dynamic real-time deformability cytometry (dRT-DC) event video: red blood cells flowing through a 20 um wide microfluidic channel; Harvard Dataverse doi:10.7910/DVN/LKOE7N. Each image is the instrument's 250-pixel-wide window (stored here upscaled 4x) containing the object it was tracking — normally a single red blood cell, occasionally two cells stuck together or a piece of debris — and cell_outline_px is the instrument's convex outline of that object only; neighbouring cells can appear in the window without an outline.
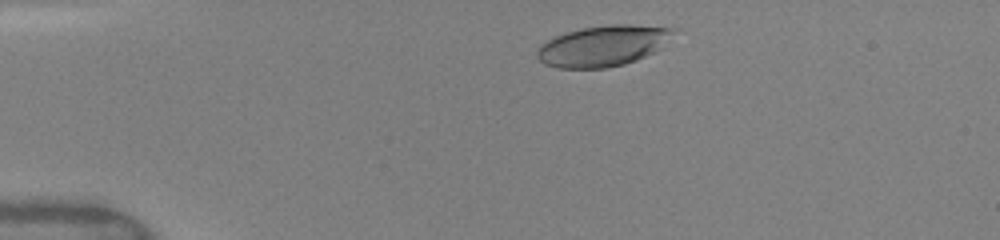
{"species": "human", "species_latin": "Homo sapiens", "temperature_condition": "warm", "stored_images_in_passage": 8, "camera_frame_rate_fps": 3000, "um_per_image_px": 0.085, "donor": {"sex": "female"}, "frame": {"image": 1, "passage_image": 2, "time_ms": 0.667, "image_size_px": [1000, 240], "cell_outline_px": [[676, 28], [652, 52], [636, 60], [624, 64], [604, 68], [556, 68], [544, 64], [536, 56], [536, 48], [540, 44], [556, 36], [580, 28], [608, 24], [632, 24]], "centroid_in_image_um": [51.14, 3.9], "position_along_channel_um": 33.9, "area_um2": 31.91}}
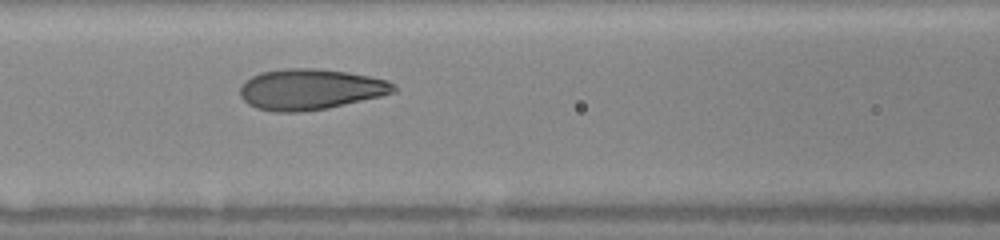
{"frame": {"image": 2, "passage_image": 6, "time_ms": 4.667, "image_size_px": [1000, 240], "cell_outline_px": [[396, 92], [380, 96], [328, 108], [300, 112], [276, 112], [256, 108], [248, 104], [240, 96], [240, 88], [244, 80], [260, 72], [284, 68], [316, 68], [348, 72], [388, 80], [396, 88]], "centroid_in_image_um": [26.34, 7.59], "position_along_channel_um": 140.3, "area_um2": 36.59}}
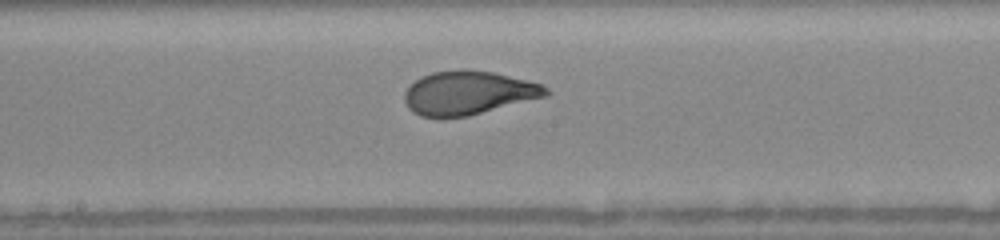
{"frame": {"image": 3, "passage_image": 8, "time_ms": 6.333, "image_size_px": [1000, 240], "cell_outline_px": [[552, 92], [548, 96], [468, 116], [420, 116], [412, 112], [408, 108], [404, 100], [404, 92], [420, 76], [432, 72], [460, 68], [464, 68], [492, 72], [528, 80], [540, 84], [548, 88]], "centroid_in_image_um": [39.82, 7.87], "position_along_channel_um": 208.4, "area_um2": 36.13}}